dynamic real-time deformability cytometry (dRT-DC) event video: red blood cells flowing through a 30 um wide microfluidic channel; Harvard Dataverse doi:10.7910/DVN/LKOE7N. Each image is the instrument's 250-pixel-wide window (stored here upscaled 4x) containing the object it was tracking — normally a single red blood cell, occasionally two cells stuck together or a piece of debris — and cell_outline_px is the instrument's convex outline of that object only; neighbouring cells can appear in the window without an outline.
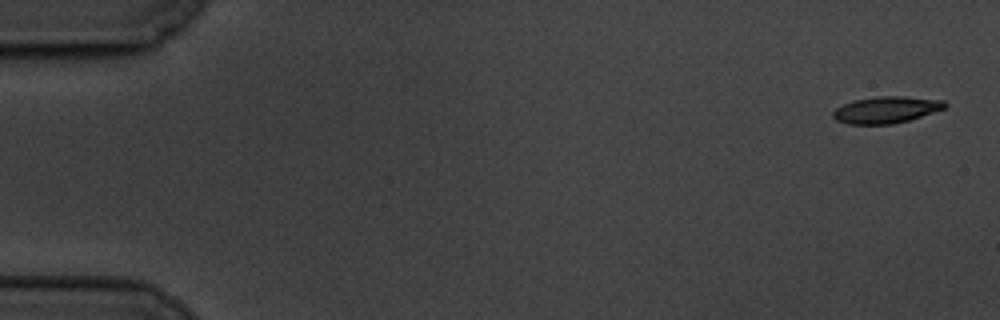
{"species": "common noctule bat (a hibernating species)", "species_latin": "Nyctalus noctula", "temperature_condition": "cold", "stored_images_in_passage": 8, "camera_frame_rate_fps": 3000, "um_per_image_px": 0.085, "animal": {"sex": "male", "body_mass_g": 19.5, "forearm_length_mm": 54.6}, "frame": {"image": 1, "passage_image": 1, "time_ms": 0.0, "image_size_px": [1000, 320], "cell_outline_px": [[948, 104], [944, 108], [908, 120], [892, 124], [848, 124], [836, 120], [832, 116], [832, 112], [836, 108], [852, 100], [876, 96], [904, 96], [944, 100]], "centroid_in_image_um": [75.29, 9.32], "position_along_channel_um": 9.7, "area_um2": 17.34}}
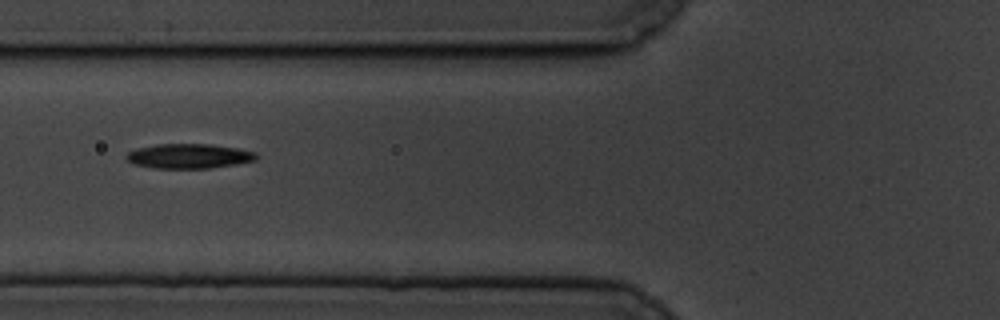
{"frame": {"image": 2, "passage_image": 7, "time_ms": 7.0, "image_size_px": [1000, 320], "cell_outline_px": [[256, 160], [236, 164], [208, 168], [152, 168], [136, 164], [128, 160], [124, 156], [128, 152], [136, 148], [156, 144], [212, 144], [236, 148], [256, 152]], "centroid_in_image_um": [16.04, 13.26], "position_along_channel_um": 109.8, "area_um2": 18.61}}
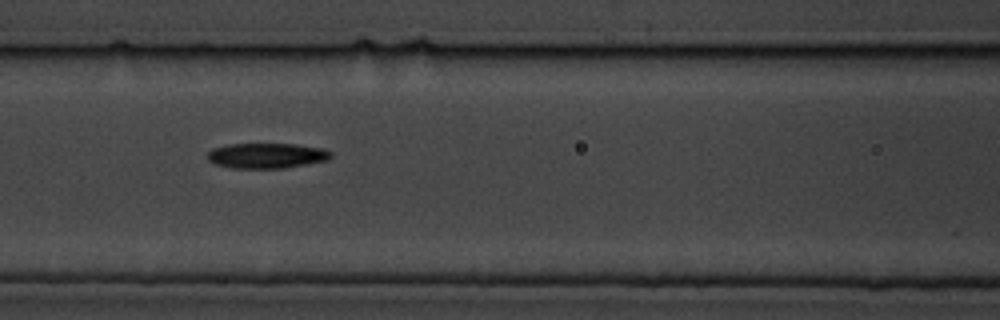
{"frame": {"image": 3, "passage_image": 8, "time_ms": 8.0, "image_size_px": [1000, 320], "cell_outline_px": [[332, 156], [328, 160], [308, 164], [284, 168], [232, 168], [216, 164], [208, 160], [208, 152], [212, 148], [228, 144], [296, 144], [324, 148], [332, 152]], "centroid_in_image_um": [22.7, 13.22], "position_along_channel_um": 143.9, "area_um2": 18.26}}